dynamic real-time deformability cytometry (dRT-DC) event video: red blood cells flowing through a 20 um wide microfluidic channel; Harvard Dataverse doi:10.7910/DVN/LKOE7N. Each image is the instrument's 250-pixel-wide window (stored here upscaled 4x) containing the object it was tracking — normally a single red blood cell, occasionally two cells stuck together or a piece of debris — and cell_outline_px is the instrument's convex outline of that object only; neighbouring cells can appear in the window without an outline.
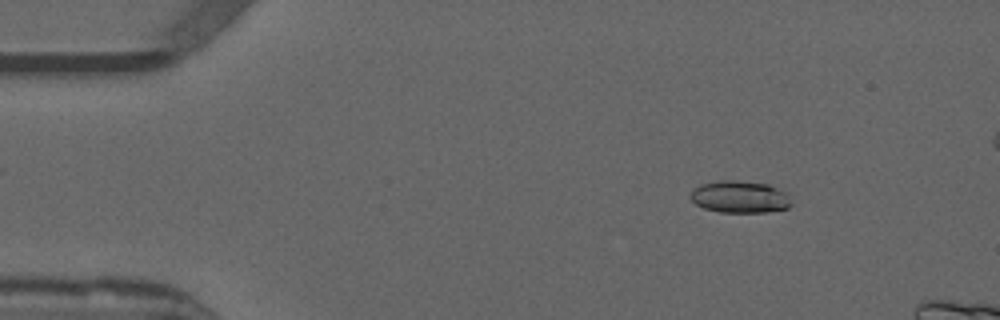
{"species": "common noctule bat (a hibernating species)", "species_latin": "Nyctalus noctula", "temperature_condition": "warm", "stored_images_in_passage": 17, "camera_frame_rate_fps": 3000, "um_per_image_px": 0.085, "animal": {"sex": "male", "forearm_length_mm": 52.5}, "frame": {"image": 1, "passage_image": 8, "time_ms": 2.333, "image_size_px": [1000, 320], "cell_outline_px": [[792, 204], [788, 208], [768, 212], [720, 212], [704, 208], [696, 204], [688, 196], [700, 184], [720, 180], [736, 180], [768, 184], [788, 192]], "centroid_in_image_um": [62.92, 16.73], "position_along_channel_um": 22.1, "area_um2": 19.02}}